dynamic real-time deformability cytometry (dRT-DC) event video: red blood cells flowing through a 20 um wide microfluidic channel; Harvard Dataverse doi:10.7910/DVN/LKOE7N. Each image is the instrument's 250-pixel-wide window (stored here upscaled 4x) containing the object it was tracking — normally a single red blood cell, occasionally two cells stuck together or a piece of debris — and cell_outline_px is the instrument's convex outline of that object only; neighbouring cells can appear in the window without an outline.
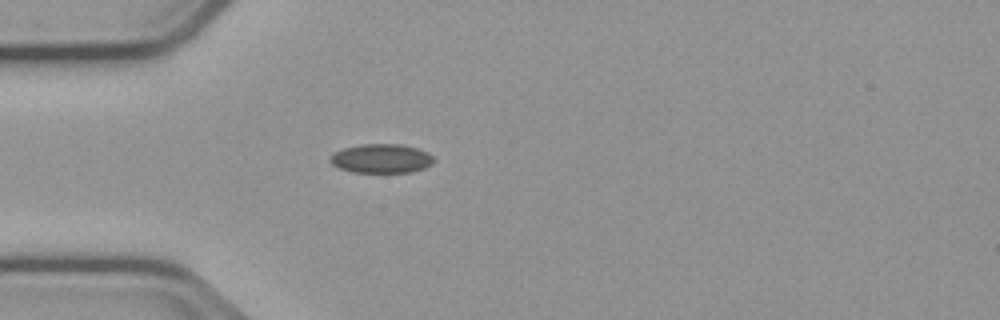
{"species": "common noctule bat (a hibernating species)", "species_latin": "Nyctalus noctula", "temperature_condition": "cold", "stored_images_in_passage": 40, "camera_frame_rate_fps": 3000, "um_per_image_px": 0.085, "animal": {"sex": "male", "body_mass_g": 23.1, "forearm_length_mm": 52.7}, "frame": {"image": 1, "passage_image": 1, "time_ms": 0.0, "image_size_px": [1000, 320], "cell_outline_px": [[432, 164], [424, 168], [412, 172], [352, 172], [340, 168], [332, 164], [328, 160], [336, 152], [344, 148], [360, 144], [400, 144], [416, 148], [428, 152], [432, 156]], "centroid_in_image_um": [32.41, 13.47], "position_along_channel_um": 52.6, "area_um2": 17.4}}
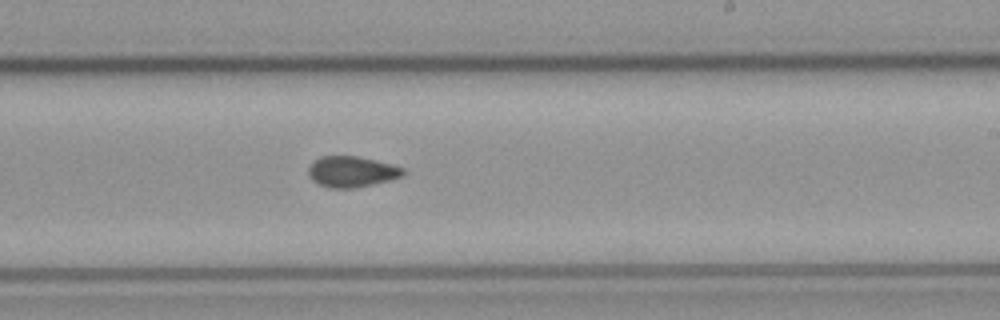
{"frame": {"image": 2, "passage_image": 18, "time_ms": 5.667, "image_size_px": [1000, 320], "cell_outline_px": [[404, 176], [356, 188], [328, 188], [312, 180], [308, 176], [308, 168], [320, 156], [356, 156], [404, 168]], "centroid_in_image_um": [29.86, 14.6], "position_along_channel_um": 259.1, "area_um2": 16.76}}
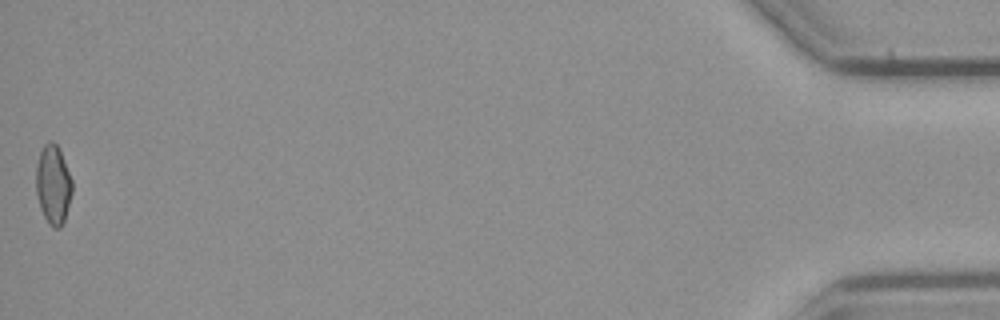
{"frame": {"image": 3, "passage_image": 40, "time_ms": 13.0, "image_size_px": [1000, 320], "cell_outline_px": [[72, 192], [64, 220], [60, 228], [52, 228], [48, 224], [40, 208], [36, 192], [36, 164], [40, 152], [44, 144], [48, 140], [52, 140], [60, 148], [72, 180]], "centroid_in_image_um": [4.51, 15.67], "position_along_channel_um": 430.7, "area_um2": 16.82}, "authors_computed_cell_mechanics": {"area_um2": 16.8487, "velocity_mm_per_s": 3.7656, "shape_relaxation_time_tau1_ms": null, "shape_relaxation_time_tau2_ms": 10.2387, "deformation_change_tau1": null, "deformation_change_tau2": 0.1158}}